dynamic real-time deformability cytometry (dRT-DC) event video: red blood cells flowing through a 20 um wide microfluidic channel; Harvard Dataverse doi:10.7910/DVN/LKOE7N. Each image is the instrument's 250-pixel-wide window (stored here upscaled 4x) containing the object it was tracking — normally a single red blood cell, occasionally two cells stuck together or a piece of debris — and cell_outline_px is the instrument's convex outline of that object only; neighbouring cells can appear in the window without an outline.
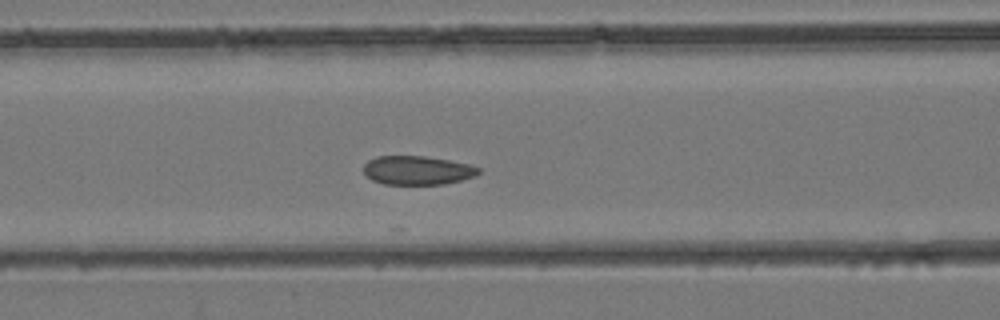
{"species": "common noctule bat (a hibernating species)", "species_latin": "Nyctalus noctula", "temperature_condition": "room temperature", "stored_images_in_passage": 8, "segment_of_instrument_passage": [2, 2], "camera_frame_rate_fps": 3000, "um_per_image_px": 0.085, "animal": {"sex": "female", "body_mass_g": 24.6, "forearm_length_mm": 56.2}, "frame": {"image": 1, "passage_image": 8, "time_ms": 2.333, "image_size_px": [1000, 320], "cell_outline_px": [[480, 172], [476, 176], [444, 184], [384, 184], [372, 180], [364, 172], [364, 164], [368, 160], [376, 156], [424, 156], [448, 160], [468, 164], [480, 168]], "centroid_in_image_um": [35.47, 14.47], "position_along_channel_um": 131.1, "area_um2": 19.25}}